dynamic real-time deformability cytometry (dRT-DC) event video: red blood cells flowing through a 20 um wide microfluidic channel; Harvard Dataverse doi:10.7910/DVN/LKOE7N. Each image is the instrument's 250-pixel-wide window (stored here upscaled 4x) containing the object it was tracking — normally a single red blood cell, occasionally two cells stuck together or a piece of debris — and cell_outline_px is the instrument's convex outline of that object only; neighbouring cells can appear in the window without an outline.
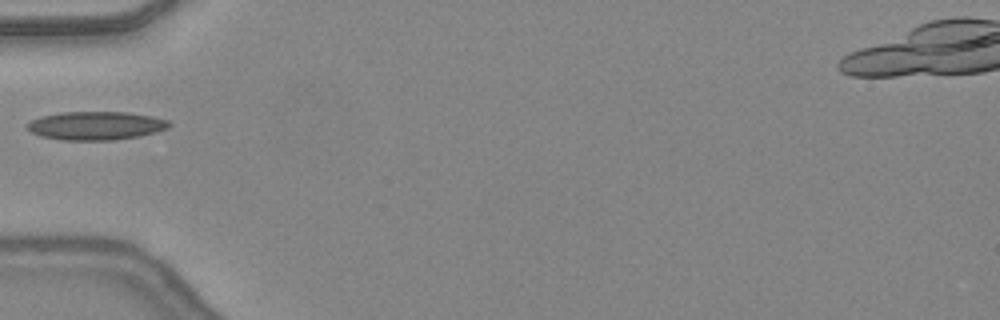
{"species": "common noctule bat (a hibernating species)", "species_latin": "Nyctalus noctula", "temperature_condition": "warm", "stored_images_in_passage": 31, "camera_frame_rate_fps": 3000, "um_per_image_px": 0.085, "animal": {"sex": "female", "body_mass_g": 24.6, "forearm_length_mm": 56.2}, "frame": {"image": 1, "passage_image": 1, "time_ms": 0.0, "image_size_px": [1000, 320], "cell_outline_px": [[172, 124], [168, 128], [156, 132], [140, 136], [116, 140], [60, 140], [40, 136], [32, 132], [24, 124], [40, 116], [64, 112], [128, 112], [152, 116], [168, 120]], "centroid_in_image_um": [8.16, 10.68], "position_along_channel_um": 76.8, "area_um2": 23.7}}
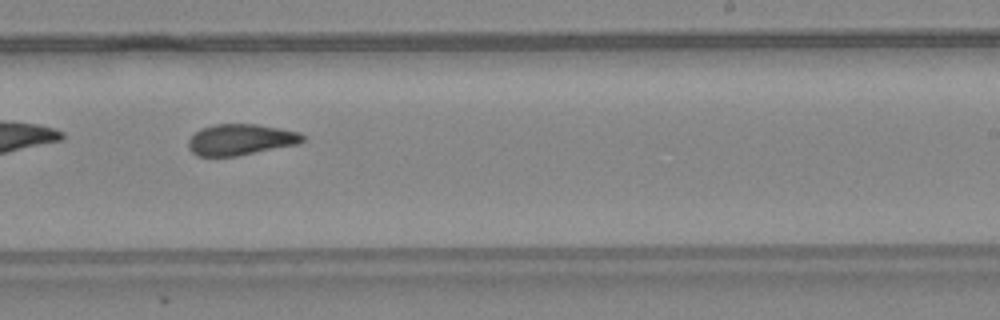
{"frame": {"image": 2, "passage_image": 14, "time_ms": 4.333, "image_size_px": [1000, 320], "cell_outline_px": [[304, 140], [296, 144], [236, 156], [196, 156], [188, 148], [188, 140], [200, 128], [216, 124], [256, 124], [280, 128], [300, 132], [304, 136]], "centroid_in_image_um": [20.42, 11.86], "position_along_channel_um": 268.6, "area_um2": 20.58}}
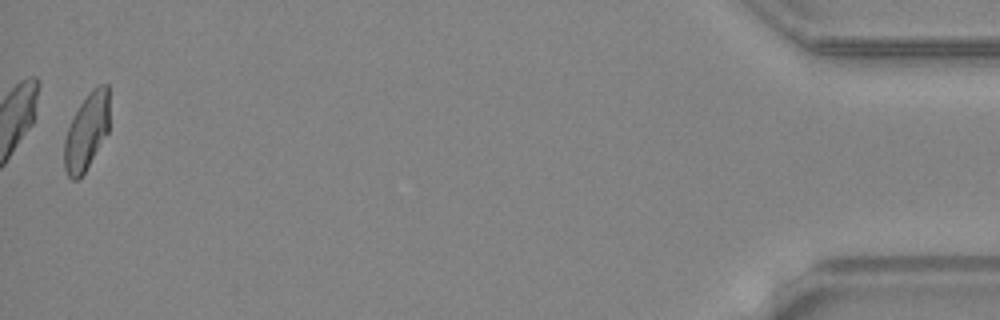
{"frame": {"image": 3, "passage_image": 31, "time_ms": 10.0, "image_size_px": [1000, 320], "cell_outline_px": [[108, 132], [84, 172], [76, 180], [72, 180], [68, 176], [64, 168], [64, 140], [68, 128], [80, 104], [92, 88], [100, 84], [108, 84]], "centroid_in_image_um": [7.35, 11.18], "position_along_channel_um": 427.9, "area_um2": 19.77}}